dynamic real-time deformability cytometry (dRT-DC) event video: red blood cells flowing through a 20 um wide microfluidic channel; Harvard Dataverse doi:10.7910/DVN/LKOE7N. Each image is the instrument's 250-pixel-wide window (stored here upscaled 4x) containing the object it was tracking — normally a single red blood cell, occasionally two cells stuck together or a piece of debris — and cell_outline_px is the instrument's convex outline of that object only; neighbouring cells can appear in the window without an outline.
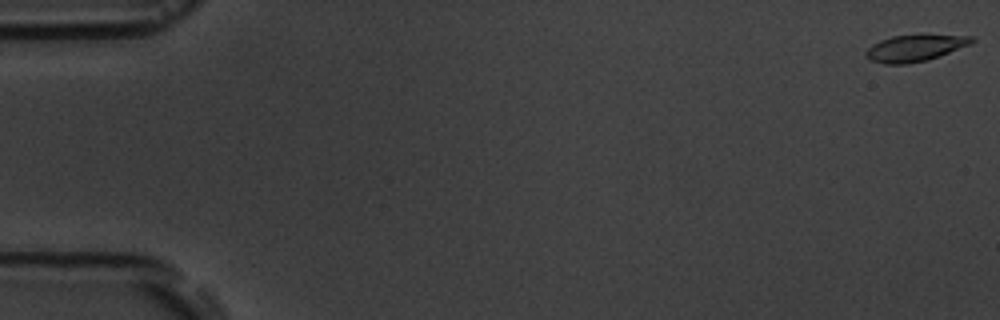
{"species": "common noctule bat (a hibernating species)", "species_latin": "Nyctalus noctula", "temperature_condition": "room temperature", "stored_images_in_passage": 9, "camera_frame_rate_fps": 3000, "um_per_image_px": 0.085, "animal": {"sex": "male", "body_mass_g": 19.5, "forearm_length_mm": 54.6}, "frame": {"image": 1, "passage_image": 1, "time_ms": 0.0, "image_size_px": [1000, 320], "cell_outline_px": [[976, 40], [972, 44], [928, 60], [908, 64], [884, 64], [872, 60], [864, 56], [864, 52], [872, 44], [880, 40], [892, 36], [972, 36]], "centroid_in_image_um": [77.74, 4.11], "position_along_channel_um": 7.3, "area_um2": 16.13}}
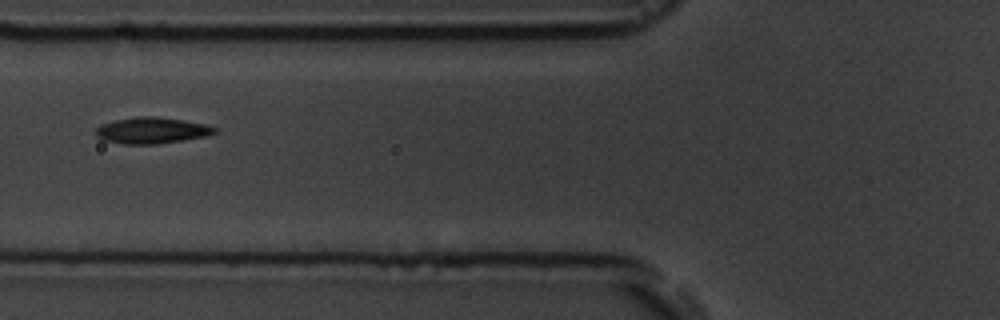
{"frame": {"image": 2, "passage_image": 7, "time_ms": 7.0, "image_size_px": [1000, 320], "cell_outline_px": [[216, 132], [208, 136], [156, 144], [124, 144], [104, 140], [96, 136], [96, 128], [100, 124], [116, 120], [136, 116], [156, 116], [184, 120], [204, 124], [216, 128]], "centroid_in_image_um": [12.88, 11.08], "position_along_channel_um": 112.9, "area_um2": 18.15}}
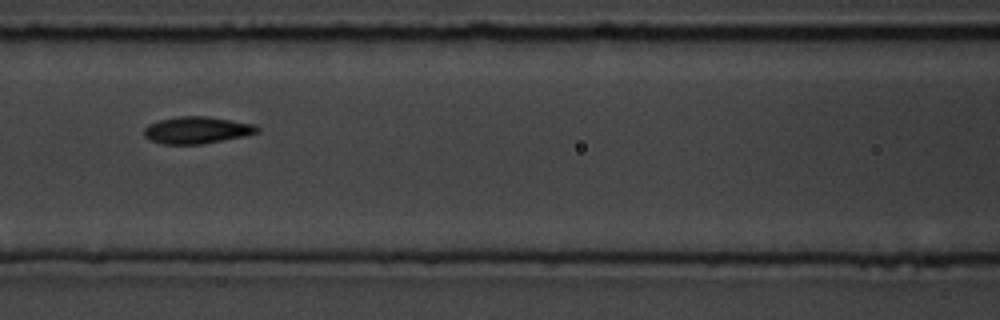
{"frame": {"image": 3, "passage_image": 8, "time_ms": 8.0, "image_size_px": [1000, 320], "cell_outline_px": [[260, 132], [244, 136], [204, 144], [164, 144], [152, 140], [144, 136], [144, 128], [148, 124], [160, 120], [180, 116], [208, 116], [256, 124], [260, 128]], "centroid_in_image_um": [16.78, 11.05], "position_along_channel_um": 149.8, "area_um2": 17.86}}